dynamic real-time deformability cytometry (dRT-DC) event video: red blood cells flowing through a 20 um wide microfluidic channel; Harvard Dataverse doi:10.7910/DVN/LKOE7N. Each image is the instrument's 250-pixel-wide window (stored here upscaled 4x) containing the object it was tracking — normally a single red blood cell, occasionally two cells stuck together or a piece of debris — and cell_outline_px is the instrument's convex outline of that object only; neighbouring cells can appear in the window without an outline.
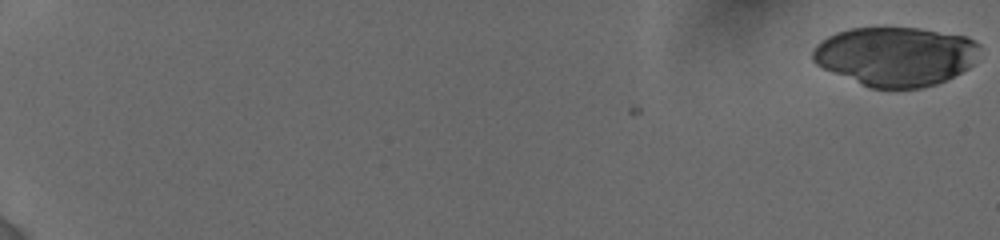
{"species": "human", "species_latin": "Homo sapiens", "temperature_condition": "cold", "stored_images_in_passage": 41, "camera_frame_rate_fps": 3000, "um_per_image_px": 0.085, "donor": {"sex": "female"}, "frame": {"image": 1, "passage_image": 1, "time_ms": 0.0, "image_size_px": [1000, 240], "cell_outline_px": [[980, 48], [972, 64], [968, 68], [936, 84], [920, 88], [868, 88], [832, 72], [816, 64], [812, 60], [812, 52], [816, 44], [828, 36], [836, 32], [852, 28], [920, 28], [968, 36], [976, 40], [980, 44]], "centroid_in_image_um": [76.12, 4.78], "position_along_channel_um": 8.9, "area_um2": 57.63}}
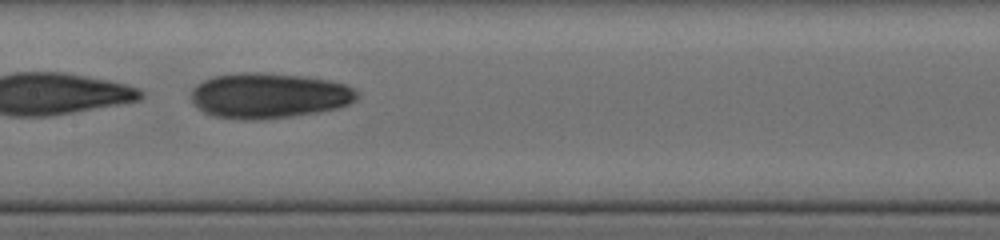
{"frame": {"image": 2, "passage_image": 40, "time_ms": 10.667, "image_size_px": [1000, 240], "cell_outline_px": [[356, 100], [340, 108], [320, 112], [292, 116], [260, 120], [240, 120], [212, 116], [204, 112], [192, 100], [192, 88], [196, 84], [212, 76], [240, 72], [264, 72], [304, 76], [328, 80], [344, 84], [352, 88], [356, 92]], "centroid_in_image_um": [22.84, 8.13], "position_along_channel_um": 184.6, "area_um2": 44.1}}